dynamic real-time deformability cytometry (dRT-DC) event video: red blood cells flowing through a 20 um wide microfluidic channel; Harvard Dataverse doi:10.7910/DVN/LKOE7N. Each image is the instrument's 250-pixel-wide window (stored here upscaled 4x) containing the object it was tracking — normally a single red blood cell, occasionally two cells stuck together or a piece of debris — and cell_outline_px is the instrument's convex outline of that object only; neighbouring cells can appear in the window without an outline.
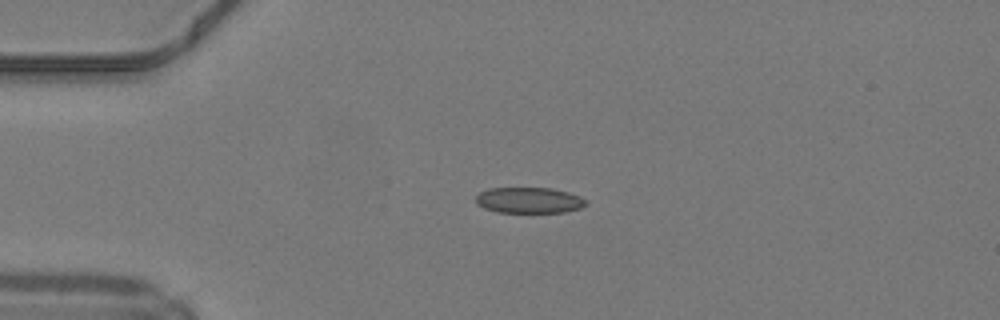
{"species": "common noctule bat (a hibernating species)", "species_latin": "Nyctalus noctula", "temperature_condition": "warm", "stored_images_in_passage": 38, "camera_frame_rate_fps": 3000, "um_per_image_px": 0.085, "animal": {"sex": "male", "body_mass_g": 19.2, "forearm_length_mm": 51.8}, "frame": {"image": 1, "passage_image": 1, "time_ms": 0.0, "image_size_px": [1000, 320], "cell_outline_px": [[588, 204], [580, 208], [564, 212], [496, 212], [484, 208], [476, 204], [476, 196], [480, 192], [488, 188], [552, 188], [568, 192], [580, 196], [588, 200]], "centroid_in_image_um": [44.98, 17.02], "position_along_channel_um": 40.0, "area_um2": 16.7}}
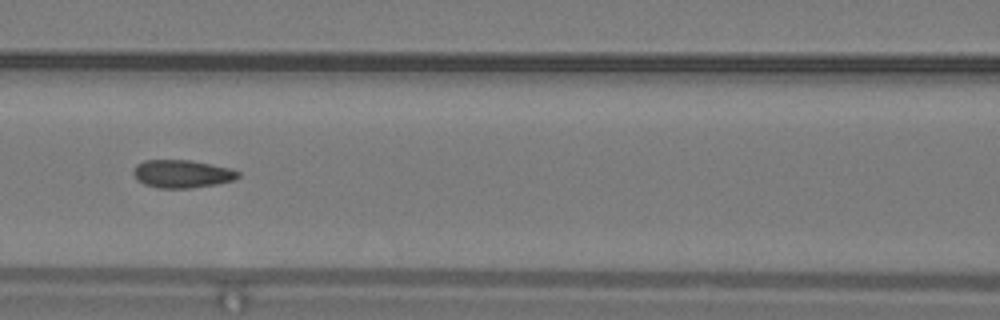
{"frame": {"image": 2, "passage_image": 11, "time_ms": 3.333, "image_size_px": [1000, 320], "cell_outline_px": [[240, 176], [236, 180], [216, 184], [188, 188], [160, 188], [144, 184], [136, 180], [132, 172], [132, 168], [136, 164], [144, 160], [192, 160], [212, 164], [228, 168], [240, 172]], "centroid_in_image_um": [15.45, 14.77], "position_along_channel_um": 151.2, "area_um2": 17.22}}
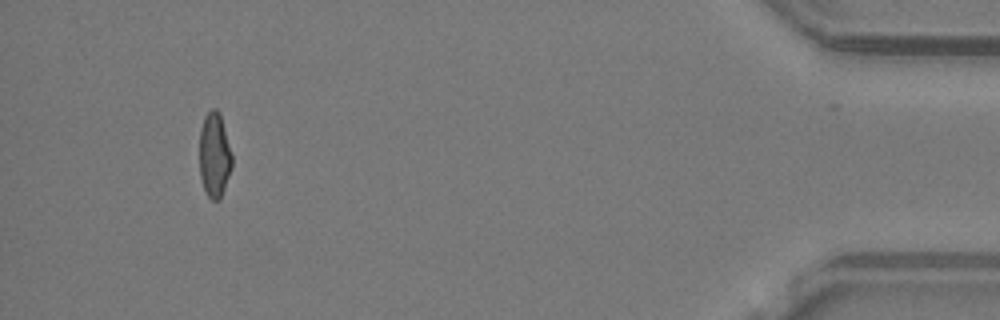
{"frame": {"image": 3, "passage_image": 35, "time_ms": 11.333, "image_size_px": [1000, 320], "cell_outline_px": [[232, 168], [220, 200], [212, 200], [208, 196], [204, 188], [200, 176], [200, 128], [204, 116], [212, 108], [216, 108], [220, 112], [232, 152]], "centroid_in_image_um": [18.24, 13.16], "position_along_channel_um": 417.0, "area_um2": 16.3}, "authors_computed_cell_mechanics": {"area_um2": 16.8776, "velocity_mm_per_s": 4.2298, "shape_relaxation_time_tau1_ms": null, "shape_relaxation_time_tau2_ms": 1.551, "deformation_change_tau1": null, "deformation_change_tau2": 0.0867}}